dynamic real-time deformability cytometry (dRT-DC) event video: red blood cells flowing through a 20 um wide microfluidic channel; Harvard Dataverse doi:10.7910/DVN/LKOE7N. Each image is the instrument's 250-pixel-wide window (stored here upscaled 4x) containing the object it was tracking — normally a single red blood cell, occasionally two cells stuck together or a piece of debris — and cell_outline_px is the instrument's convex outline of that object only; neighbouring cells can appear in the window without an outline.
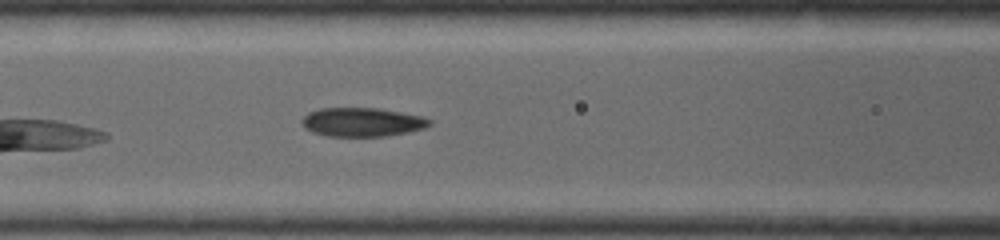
{"species": "common noctule bat (a hibernating species)", "species_latin": "Nyctalus noctula", "temperature_condition": "warm", "stored_images_in_passage": 7, "camera_frame_rate_fps": 5000, "um_per_image_px": 0.085, "animal": {"sex": "female", "body_mass_g": 19.0, "forearm_length_mm": 53.3}, "frame": {"image": 1, "passage_image": 7, "time_ms": 2.4, "image_size_px": [1000, 240], "cell_outline_px": [[432, 124], [424, 128], [408, 132], [384, 136], [328, 136], [312, 132], [304, 128], [300, 120], [308, 112], [320, 108], [380, 108], [424, 116], [432, 120]], "centroid_in_image_um": [30.79, 10.37], "position_along_channel_um": 135.8, "area_um2": 21.68}}